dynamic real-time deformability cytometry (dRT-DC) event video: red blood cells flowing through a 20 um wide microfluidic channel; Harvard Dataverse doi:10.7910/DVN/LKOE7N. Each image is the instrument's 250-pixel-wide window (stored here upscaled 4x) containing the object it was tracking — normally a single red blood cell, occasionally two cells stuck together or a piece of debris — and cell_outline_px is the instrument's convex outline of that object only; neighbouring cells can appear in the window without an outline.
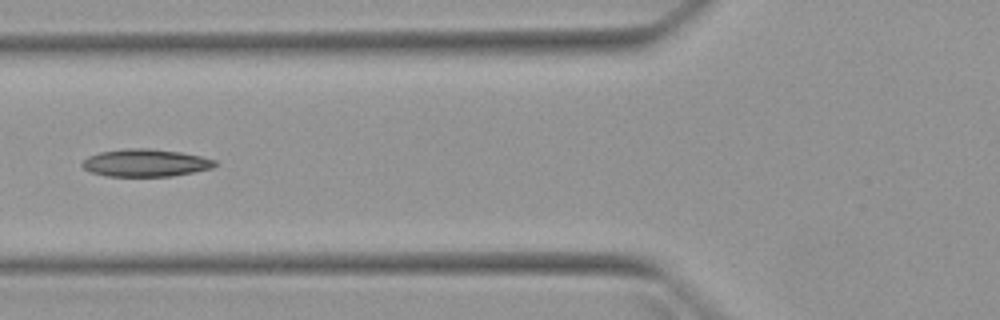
{"species": "Egyptian fruit bat (a non-hibernating species)", "species_latin": "Rousettus aegyptiacus", "temperature_condition": "warm", "stored_images_in_passage": 6, "camera_frame_rate_fps": 3000, "um_per_image_px": 0.085, "animal": {"sex": "female"}, "frame": {"image": 1, "passage_image": 5, "time_ms": 5.667, "image_size_px": [1000, 320], "cell_outline_px": [[216, 164], [212, 168], [172, 176], [108, 176], [92, 172], [84, 168], [80, 164], [88, 156], [100, 152], [128, 148], [148, 148], [180, 152], [200, 156], [216, 160]], "centroid_in_image_um": [12.36, 13.84], "position_along_channel_um": 113.4, "area_um2": 21.1}}
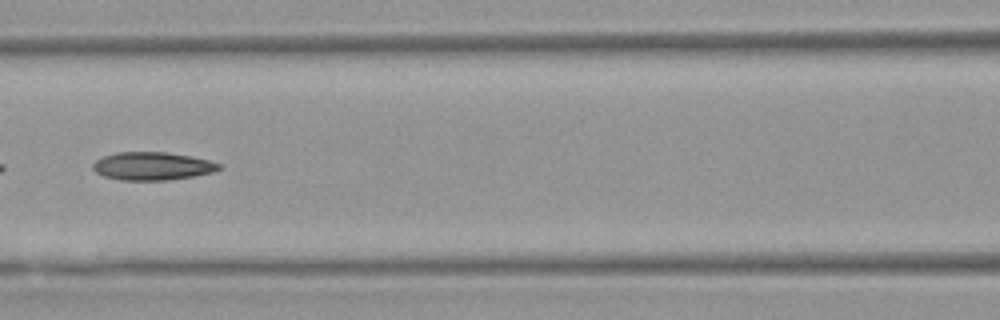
{"frame": {"image": 2, "passage_image": 6, "time_ms": 6.667, "image_size_px": [1000, 320], "cell_outline_px": [[220, 168], [212, 172], [192, 176], [168, 180], [120, 180], [104, 176], [96, 172], [92, 168], [92, 164], [96, 160], [104, 156], [116, 152], [168, 152], [192, 156], [208, 160], [220, 164]], "centroid_in_image_um": [12.92, 14.11], "position_along_channel_um": 153.7, "area_um2": 20.52}}